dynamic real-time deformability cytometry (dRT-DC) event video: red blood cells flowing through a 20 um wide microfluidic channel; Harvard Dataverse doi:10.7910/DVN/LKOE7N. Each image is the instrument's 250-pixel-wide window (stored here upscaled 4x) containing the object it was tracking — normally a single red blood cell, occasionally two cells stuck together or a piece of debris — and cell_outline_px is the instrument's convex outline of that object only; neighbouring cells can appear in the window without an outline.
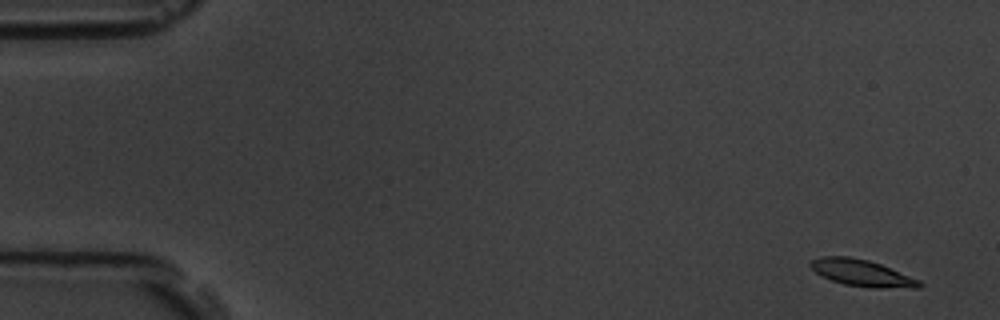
{"species": "common noctule bat (a hibernating species)", "species_latin": "Nyctalus noctula", "temperature_condition": "room temperature", "stored_images_in_passage": 5, "camera_frame_rate_fps": 3000, "um_per_image_px": 0.085, "animal": {"sex": "male", "body_mass_g": 19.5, "forearm_length_mm": 54.6}, "frame": {"image": 1, "passage_image": 1, "time_ms": 0.0, "image_size_px": [1000, 320], "cell_outline_px": [[924, 284], [920, 288], [872, 288], [844, 284], [820, 276], [808, 264], [812, 260], [820, 256], [848, 256], [868, 260], [880, 264], [920, 280]], "centroid_in_image_um": [73.27, 23.21], "position_along_channel_um": 11.7, "area_um2": 16.94}}
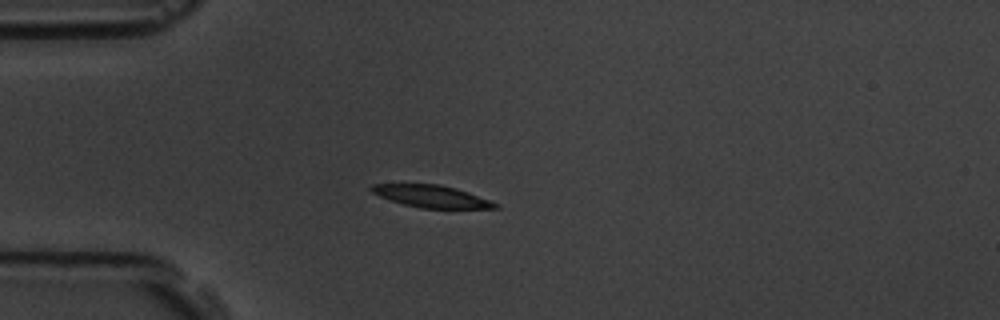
{"frame": {"image": 2, "passage_image": 5, "time_ms": 4.333, "image_size_px": [1000, 320], "cell_outline_px": [[500, 208], [420, 208], [404, 204], [380, 196], [372, 192], [368, 188], [372, 184], [440, 184], [456, 188], [468, 192], [500, 204]], "centroid_in_image_um": [36.69, 16.68], "position_along_channel_um": 48.3, "area_um2": 15.9}}